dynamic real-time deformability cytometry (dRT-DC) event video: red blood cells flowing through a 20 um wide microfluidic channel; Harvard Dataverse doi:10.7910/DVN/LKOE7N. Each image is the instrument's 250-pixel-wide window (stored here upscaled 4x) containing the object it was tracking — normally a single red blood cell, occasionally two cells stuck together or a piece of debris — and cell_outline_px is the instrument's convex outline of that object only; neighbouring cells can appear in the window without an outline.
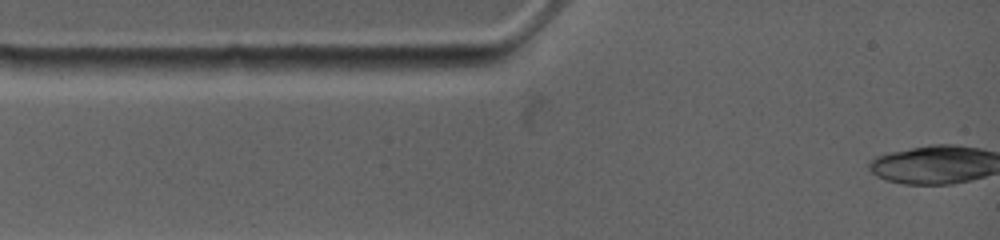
{"species": "common noctule bat (a hibernating species)", "species_latin": "Nyctalus noctula", "temperature_condition": "warm", "stored_images_in_passage": 1, "camera_frame_rate_fps": 4500, "um_per_image_px": 0.085, "animal": {"sex": "female", "body_mass_g": 19.0, "forearm_length_mm": 53.3}, "frame": {"image": 1, "passage_image": 1, "time_ms": 0.0, "image_size_px": [1000, 240], "cell_outline_px": [[244, 68], [232, 72], [208, 76], [156, 76], [152, 64], [156, 60], [228, 56], [236, 56], [244, 64]], "centroid_in_image_um": [16.78, 5.64], "position_along_channel_um": 68.2, "area_um2": 10.81}}